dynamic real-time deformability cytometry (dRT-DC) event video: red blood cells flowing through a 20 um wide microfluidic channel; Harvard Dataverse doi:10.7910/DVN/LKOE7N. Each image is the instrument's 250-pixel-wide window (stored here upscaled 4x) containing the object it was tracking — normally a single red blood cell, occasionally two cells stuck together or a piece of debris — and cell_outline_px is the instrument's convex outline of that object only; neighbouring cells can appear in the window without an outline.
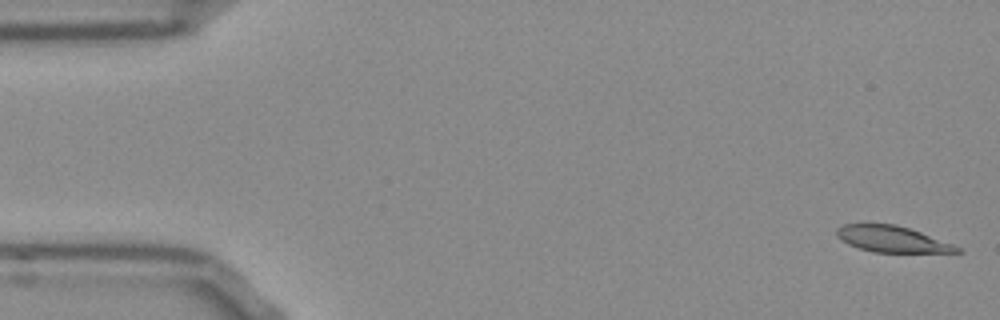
{"species": "Egyptian fruit bat (a non-hibernating species)", "species_latin": "Rousettus aegyptiacus", "temperature_condition": "room temperature", "stored_images_in_passage": 53, "camera_frame_rate_fps": 3000, "um_per_image_px": 0.085, "frame": {"image": 1, "passage_image": 1, "time_ms": 0.0, "image_size_px": [1000, 320], "cell_outline_px": [[964, 252], [872, 252], [848, 244], [836, 236], [836, 228], [844, 224], [896, 224], [920, 232], [952, 244], [960, 248]], "centroid_in_image_um": [75.79, 20.32], "position_along_channel_um": 9.2, "area_um2": 18.09}}
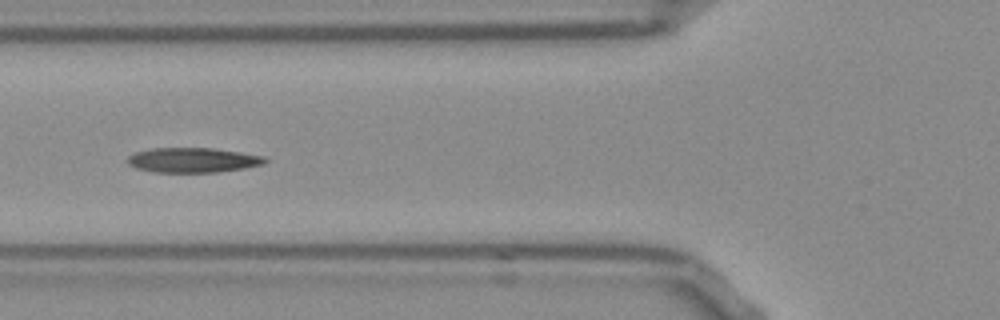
{"frame": {"image": 2, "passage_image": 19, "time_ms": 6.0, "image_size_px": [1000, 320], "cell_outline_px": [[268, 160], [264, 164], [244, 168], [216, 172], [152, 172], [136, 168], [128, 164], [124, 160], [128, 156], [136, 152], [152, 148], [212, 148], [240, 152], [264, 156]], "centroid_in_image_um": [16.36, 13.61], "position_along_channel_um": 109.4, "area_um2": 19.94}}
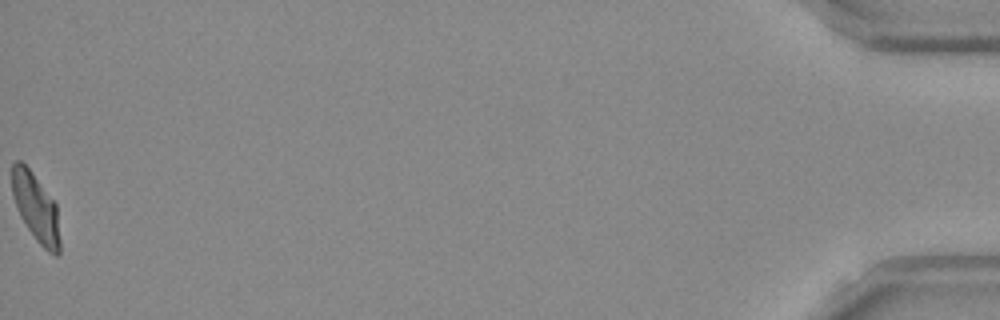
{"frame": {"image": 3, "passage_image": 53, "time_ms": 17.333, "image_size_px": [1000, 320], "cell_outline_px": [[60, 252], [56, 256], [48, 252], [36, 240], [20, 216], [16, 208], [12, 196], [12, 164], [16, 160], [20, 160], [32, 172], [56, 204], [60, 240]], "centroid_in_image_um": [3.04, 17.66], "position_along_channel_um": 432.2, "area_um2": 18.96}, "authors_computed_cell_mechanics": {"area_um2": 19.8254, "velocity_mm_per_s": 3.7922, "shape_relaxation_time_tau1_ms": 9.2511, "shape_relaxation_time_tau2_ms": 2.0964, "deformation_change_tau1": 0.2672, "deformation_change_tau2": 0.0759}}